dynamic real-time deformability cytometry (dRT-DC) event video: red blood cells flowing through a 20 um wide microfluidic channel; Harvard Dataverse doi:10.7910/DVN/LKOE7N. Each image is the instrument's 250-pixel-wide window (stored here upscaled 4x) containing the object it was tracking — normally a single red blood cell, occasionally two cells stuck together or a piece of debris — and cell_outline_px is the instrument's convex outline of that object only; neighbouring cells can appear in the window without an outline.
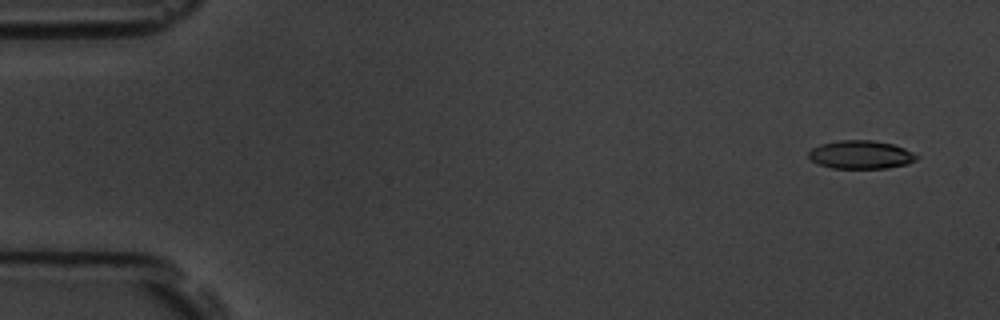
{"species": "common noctule bat (a hibernating species)", "species_latin": "Nyctalus noctula", "temperature_condition": "room temperature", "stored_images_in_passage": 5, "camera_frame_rate_fps": 3000, "um_per_image_px": 0.085, "animal": {"sex": "male", "body_mass_g": 19.5, "forearm_length_mm": 54.6}, "frame": {"image": 1, "passage_image": 1, "time_ms": 0.0, "image_size_px": [1000, 320], "cell_outline_px": [[920, 156], [916, 160], [908, 164], [888, 168], [832, 168], [820, 164], [812, 160], [808, 156], [808, 152], [812, 148], [820, 144], [840, 140], [872, 140], [892, 144], [904, 148]], "centroid_in_image_um": [73.19, 13.15], "position_along_channel_um": 11.8, "area_um2": 17.8}}
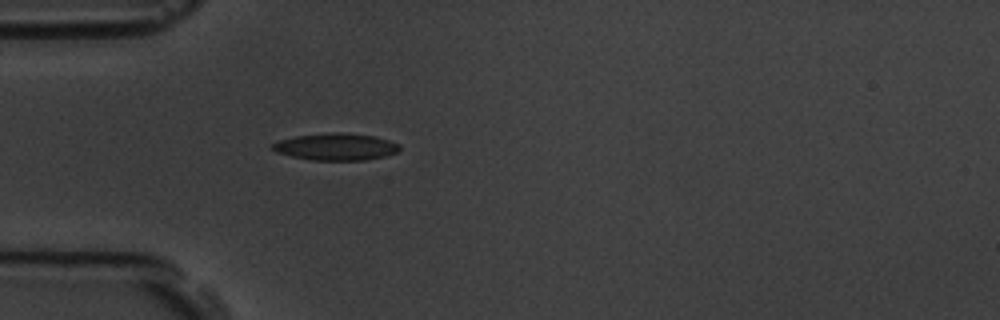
{"frame": {"image": 2, "passage_image": 5, "time_ms": 4.333, "image_size_px": [1000, 320], "cell_outline_px": [[400, 148], [396, 152], [384, 156], [364, 160], [312, 160], [292, 156], [276, 152], [268, 148], [272, 144], [280, 140], [296, 136], [332, 132], [340, 132], [376, 136], [400, 144]], "centroid_in_image_um": [28.53, 12.47], "position_along_channel_um": 56.5, "area_um2": 19.94}}